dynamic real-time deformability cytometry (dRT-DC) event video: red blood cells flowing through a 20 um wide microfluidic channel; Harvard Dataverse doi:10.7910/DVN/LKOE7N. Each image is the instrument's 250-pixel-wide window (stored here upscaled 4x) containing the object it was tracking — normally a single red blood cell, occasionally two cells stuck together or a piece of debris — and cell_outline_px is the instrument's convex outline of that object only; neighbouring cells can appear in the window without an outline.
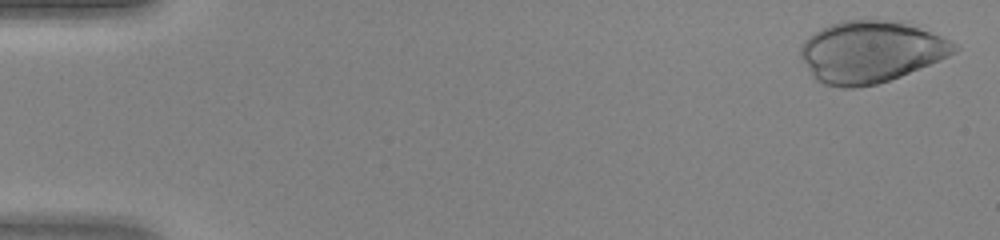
{"species": "human", "species_latin": "Homo sapiens", "temperature_condition": "warm", "stored_images_in_passage": 39, "camera_frame_rate_fps": 3000, "um_per_image_px": 0.085, "donor": {"sex": "female"}, "frame": {"image": 1, "passage_image": 2, "time_ms": 0.333, "image_size_px": [1000, 240], "cell_outline_px": [[960, 48], [956, 52], [940, 60], [900, 76], [876, 84], [852, 88], [844, 88], [824, 84], [816, 80], [812, 76], [800, 56], [800, 48], [804, 40], [808, 36], [820, 28], [828, 24], [840, 20], [880, 16], [908, 20], [956, 44]], "centroid_in_image_um": [74.02, 4.32], "position_along_channel_um": 11.0, "area_um2": 56.76}}
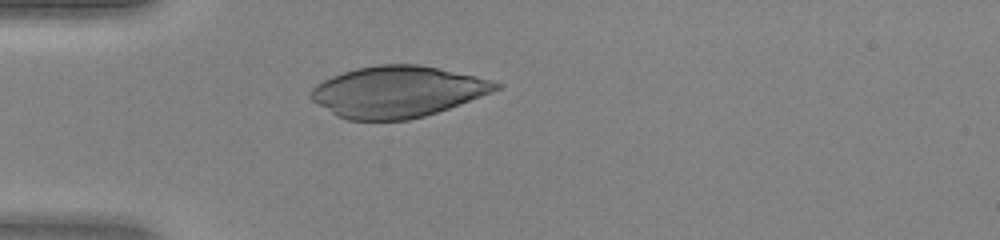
{"frame": {"image": 2, "passage_image": 14, "time_ms": 4.333, "image_size_px": [1000, 240], "cell_outline_px": [[504, 84], [500, 88], [492, 92], [448, 108], [424, 116], [408, 120], [348, 120], [336, 116], [312, 100], [308, 96], [312, 88], [316, 84], [332, 76], [356, 68], [380, 64], [420, 64], [492, 80]], "centroid_in_image_um": [33.76, 7.79], "position_along_channel_um": 51.2, "area_um2": 54.97}}